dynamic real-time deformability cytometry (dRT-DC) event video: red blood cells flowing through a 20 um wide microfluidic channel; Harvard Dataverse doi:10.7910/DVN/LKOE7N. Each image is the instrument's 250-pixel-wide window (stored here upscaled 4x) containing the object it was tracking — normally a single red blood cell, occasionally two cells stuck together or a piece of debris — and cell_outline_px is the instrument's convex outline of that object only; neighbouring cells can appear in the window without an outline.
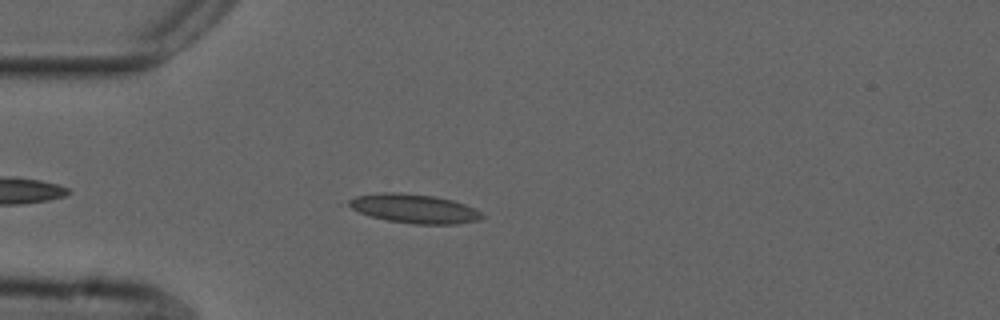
{"species": "common noctule bat (a hibernating species)", "species_latin": "Nyctalus noctula", "temperature_condition": "cold", "stored_images_in_passage": 44, "camera_frame_rate_fps": 3000, "um_per_image_px": 0.085, "animal": {"sex": "male", "forearm_length_mm": 52.5}, "frame": {"image": 1, "passage_image": 7, "time_ms": 2.0, "image_size_px": [1000, 320], "cell_outline_px": [[484, 216], [480, 220], [456, 224], [412, 224], [388, 220], [372, 216], [360, 212], [352, 208], [348, 204], [348, 200], [356, 196], [384, 192], [400, 192], [436, 196], [452, 200], [464, 204], [480, 212]], "centroid_in_image_um": [35.22, 17.73], "position_along_channel_um": 49.8, "area_um2": 22.37}}
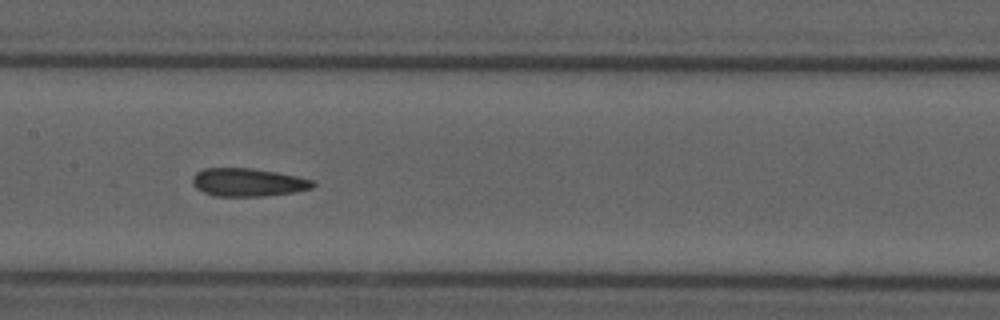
{"frame": {"image": 2, "passage_image": 19, "time_ms": 6.0, "image_size_px": [1000, 320], "cell_outline_px": [[316, 184], [312, 188], [292, 192], [264, 196], [216, 196], [204, 192], [196, 188], [192, 184], [192, 176], [196, 172], [204, 168], [252, 168], [276, 172], [296, 176], [312, 180]], "centroid_in_image_um": [21.04, 15.49], "position_along_channel_um": 186.4, "area_um2": 19.65}}
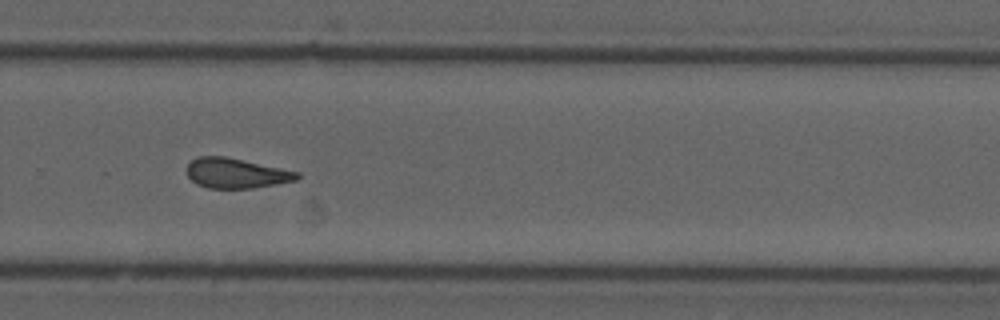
{"frame": {"image": 3, "passage_image": 29, "time_ms": 9.333, "image_size_px": [1000, 320], "cell_outline_px": [[300, 176], [296, 180], [252, 188], [208, 188], [196, 184], [188, 176], [188, 164], [196, 156], [224, 156], [244, 160], [300, 172]], "centroid_in_image_um": [20.06, 14.71], "position_along_channel_um": 309.7, "area_um2": 19.13}, "authors_computed_cell_mechanics": {"area_um2": 19.6231, "velocity_mm_per_s": 3.7253, "shape_relaxation_time_tau1_ms": null, "shape_relaxation_time_tau2_ms": 3.0328, "deformation_change_tau1": null, "deformation_change_tau2": 0.1131}}